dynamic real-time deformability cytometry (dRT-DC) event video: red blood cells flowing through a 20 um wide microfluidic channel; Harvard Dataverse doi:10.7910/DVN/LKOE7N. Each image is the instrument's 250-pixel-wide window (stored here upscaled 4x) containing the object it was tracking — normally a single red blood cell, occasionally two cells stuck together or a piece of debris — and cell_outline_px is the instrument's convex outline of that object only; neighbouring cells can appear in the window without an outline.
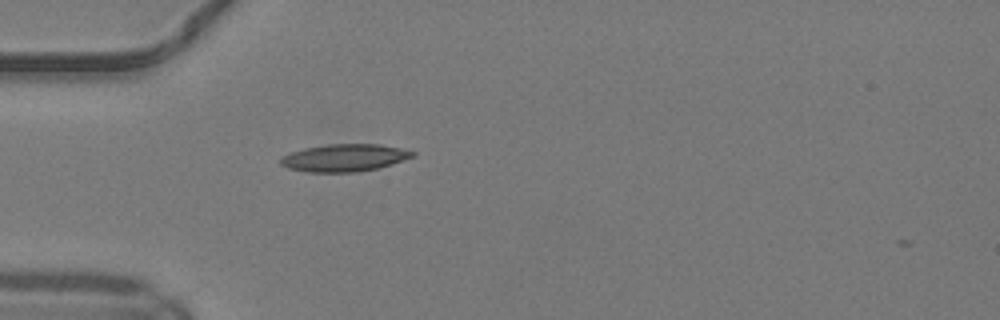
{"species": "common noctule bat (a hibernating species)", "species_latin": "Nyctalus noctula", "temperature_condition": "warm", "stored_images_in_passage": 36, "camera_frame_rate_fps": 3000, "um_per_image_px": 0.085, "animal": {"sex": "male", "body_mass_g": 19.2, "forearm_length_mm": 51.8}, "frame": {"image": 1, "passage_image": 1, "time_ms": 0.0, "image_size_px": [1000, 320], "cell_outline_px": [[416, 156], [376, 168], [356, 172], [308, 172], [288, 168], [280, 164], [280, 160], [284, 156], [292, 152], [304, 148], [328, 144], [380, 144], [400, 148], [416, 152]], "centroid_in_image_um": [29.28, 13.41], "position_along_channel_um": 55.7, "area_um2": 20.87}}
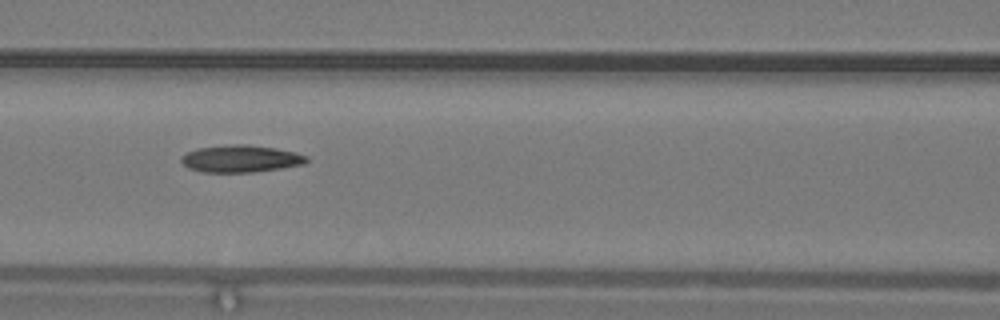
{"frame": {"image": 2, "passage_image": 8, "time_ms": 2.333, "image_size_px": [1000, 320], "cell_outline_px": [[308, 160], [304, 164], [280, 168], [252, 172], [204, 172], [188, 168], [180, 160], [188, 152], [196, 148], [232, 144], [248, 144], [276, 148], [296, 152], [308, 156]], "centroid_in_image_um": [20.49, 13.48], "position_along_channel_um": 146.1, "area_um2": 19.77}}
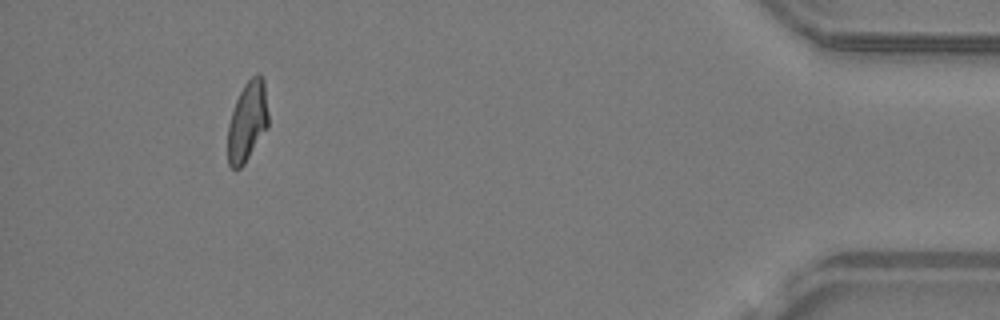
{"frame": {"image": 3, "passage_image": 32, "time_ms": 10.333, "image_size_px": [1000, 320], "cell_outline_px": [[268, 128], [244, 164], [240, 168], [232, 168], [228, 164], [228, 124], [236, 100], [244, 84], [256, 72], [260, 72], [264, 80], [268, 112]], "centroid_in_image_um": [21.04, 10.3], "position_along_channel_um": 414.2, "area_um2": 19.02}, "authors_computed_cell_mechanics": {"area_um2": 19.4786, "velocity_mm_per_s": 4.1557, "shape_relaxation_time_tau1_ms": null, "shape_relaxation_time_tau2_ms": 5.905, "deformation_change_tau1": null, "deformation_change_tau2": 0.157}}